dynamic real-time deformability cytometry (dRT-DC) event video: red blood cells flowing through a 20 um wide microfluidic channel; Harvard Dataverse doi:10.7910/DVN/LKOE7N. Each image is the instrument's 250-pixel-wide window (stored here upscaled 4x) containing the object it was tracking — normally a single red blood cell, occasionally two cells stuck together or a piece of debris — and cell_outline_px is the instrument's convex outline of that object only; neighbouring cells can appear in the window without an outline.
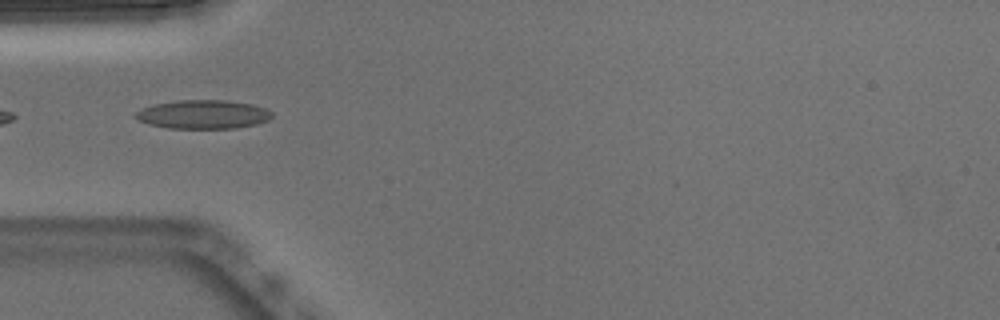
{"species": "Egyptian fruit bat (a non-hibernating species)", "species_latin": "Rousettus aegyptiacus", "temperature_condition": "warm", "stored_images_in_passage": 7, "camera_frame_rate_fps": 3000, "um_per_image_px": 0.085, "animal": {"sex": "male"}, "frame": {"image": 1, "passage_image": 5, "time_ms": 1.333, "image_size_px": [1000, 320], "cell_outline_px": [[272, 116], [268, 120], [256, 124], [236, 128], [168, 128], [148, 124], [140, 120], [136, 116], [136, 112], [152, 104], [180, 100], [224, 100], [252, 104], [264, 108], [272, 112]], "centroid_in_image_um": [17.28, 9.72], "position_along_channel_um": 67.7, "area_um2": 22.66}}